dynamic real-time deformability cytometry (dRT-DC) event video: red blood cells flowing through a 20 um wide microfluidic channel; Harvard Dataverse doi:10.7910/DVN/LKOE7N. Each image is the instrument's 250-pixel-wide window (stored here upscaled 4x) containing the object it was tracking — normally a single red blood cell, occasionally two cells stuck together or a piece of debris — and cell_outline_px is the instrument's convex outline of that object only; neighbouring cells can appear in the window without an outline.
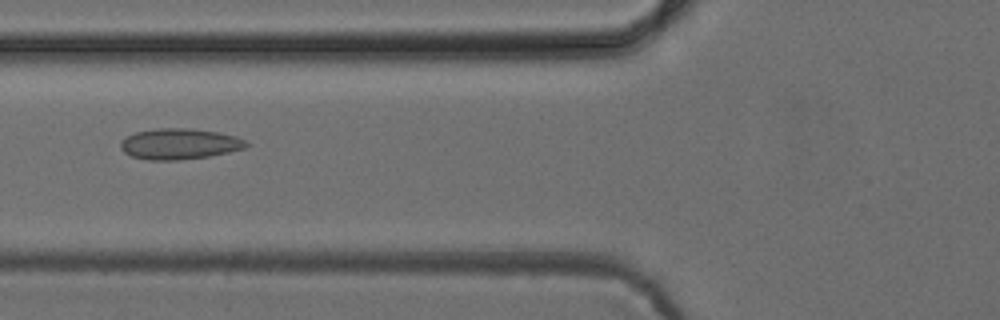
{"species": "common noctule bat (a hibernating species)", "species_latin": "Nyctalus noctula", "temperature_condition": "cold", "stored_images_in_passage": 6, "camera_frame_rate_fps": 3000, "um_per_image_px": 0.085, "animal": {"sex": "female", "body_mass_g": 24.6, "forearm_length_mm": 56.2}, "frame": {"image": 1, "passage_image": 6, "time_ms": 5.667, "image_size_px": [1000, 320], "cell_outline_px": [[248, 144], [244, 148], [228, 152], [208, 156], [176, 160], [148, 160], [132, 156], [124, 152], [120, 148], [120, 140], [136, 132], [160, 128], [192, 128], [216, 132], [236, 136], [244, 140]], "centroid_in_image_um": [15.22, 12.23], "position_along_channel_um": 110.6, "area_um2": 22.37}}